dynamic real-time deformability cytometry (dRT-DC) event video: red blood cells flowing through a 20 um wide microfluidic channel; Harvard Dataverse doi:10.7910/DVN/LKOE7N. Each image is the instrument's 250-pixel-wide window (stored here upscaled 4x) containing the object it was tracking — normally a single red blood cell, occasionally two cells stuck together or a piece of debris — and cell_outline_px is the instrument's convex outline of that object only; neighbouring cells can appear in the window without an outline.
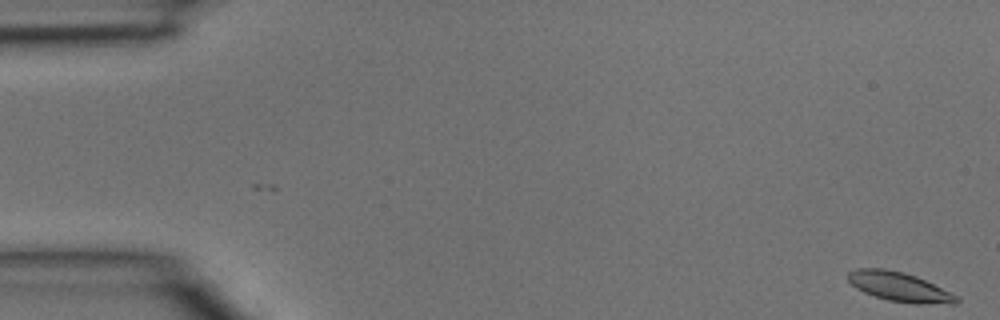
{"species": "common noctule bat (a hibernating species)", "species_latin": "Nyctalus noctula", "temperature_condition": "room temperature", "stored_images_in_passage": 42, "camera_frame_rate_fps": 3000, "um_per_image_px": 0.085, "animal": {"sex": "male", "body_mass_g": 15.6}, "frame": {"image": 1, "passage_image": 1, "time_ms": 0.0, "image_size_px": [1000, 320], "cell_outline_px": [[960, 300], [956, 304], [912, 304], [888, 300], [864, 292], [856, 288], [848, 280], [848, 272], [856, 268], [884, 268], [904, 272], [916, 276], [960, 296]], "centroid_in_image_um": [76.5, 24.39], "position_along_channel_um": 8.5, "area_um2": 18.73}}
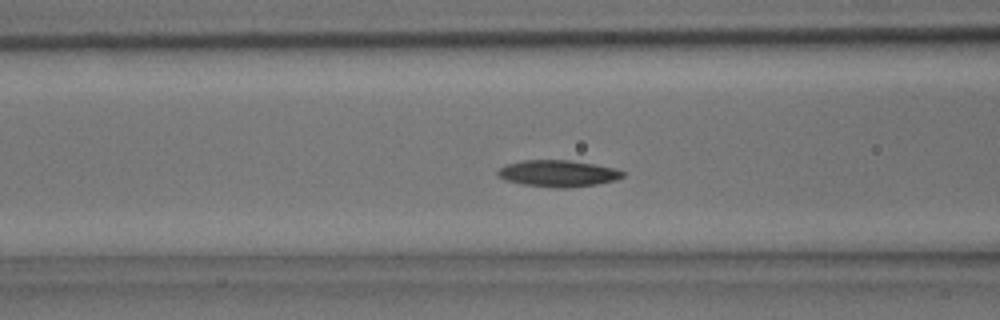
{"frame": {"image": 2, "passage_image": 16, "time_ms": 5.0, "image_size_px": [1000, 320], "cell_outline_px": [[624, 176], [616, 180], [596, 184], [564, 188], [556, 188], [524, 184], [504, 180], [496, 176], [496, 172], [504, 164], [524, 160], [568, 160], [596, 164], [616, 168], [624, 172]], "centroid_in_image_um": [47.41, 14.73], "position_along_channel_um": 119.2, "area_um2": 19.48}}
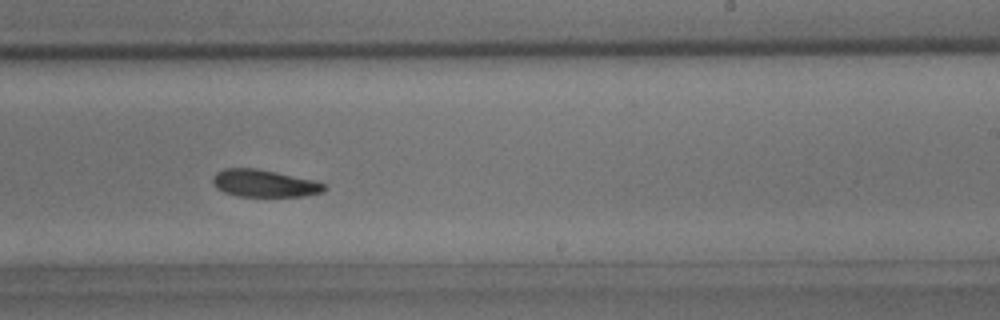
{"frame": {"image": 3, "passage_image": 25, "time_ms": 8.0, "image_size_px": [1000, 320], "cell_outline_px": [[328, 188], [320, 192], [304, 196], [236, 196], [224, 192], [216, 188], [212, 184], [212, 176], [216, 172], [224, 168], [256, 168], [276, 172], [312, 180], [324, 184]], "centroid_in_image_um": [22.39, 15.58], "position_along_channel_um": 266.6, "area_um2": 17.69}}